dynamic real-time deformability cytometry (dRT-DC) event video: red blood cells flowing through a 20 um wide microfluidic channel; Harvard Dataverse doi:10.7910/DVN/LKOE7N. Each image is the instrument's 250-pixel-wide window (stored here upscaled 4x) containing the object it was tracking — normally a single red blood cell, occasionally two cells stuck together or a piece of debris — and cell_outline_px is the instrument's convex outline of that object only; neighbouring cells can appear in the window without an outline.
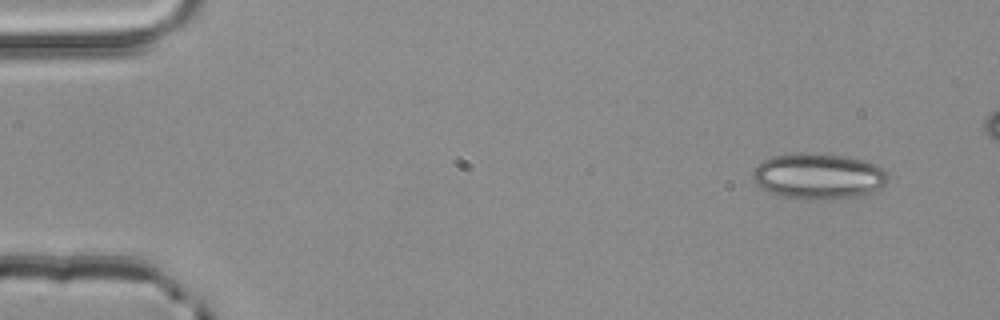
{"species": "common noctule bat (a hibernating species)", "species_latin": "Nyctalus noctula", "temperature_condition": "room temperature", "stored_images_in_passage": 3, "camera_frame_rate_fps": 3000, "um_per_image_px": 0.085, "animal": {"sex": "male", "body_mass_g": 20.4}, "frame": {"image": 1, "passage_image": 1, "time_ms": 0.0, "image_size_px": [1000, 320], "cell_outline_px": [[888, 184], [872, 192], [860, 196], [808, 200], [784, 196], [760, 188], [752, 180], [752, 172], [756, 164], [772, 156], [840, 156], [864, 160], [876, 164], [884, 168], [888, 176]], "centroid_in_image_um": [69.6, 15.02], "position_along_channel_um": 15.4, "area_um2": 35.2}}